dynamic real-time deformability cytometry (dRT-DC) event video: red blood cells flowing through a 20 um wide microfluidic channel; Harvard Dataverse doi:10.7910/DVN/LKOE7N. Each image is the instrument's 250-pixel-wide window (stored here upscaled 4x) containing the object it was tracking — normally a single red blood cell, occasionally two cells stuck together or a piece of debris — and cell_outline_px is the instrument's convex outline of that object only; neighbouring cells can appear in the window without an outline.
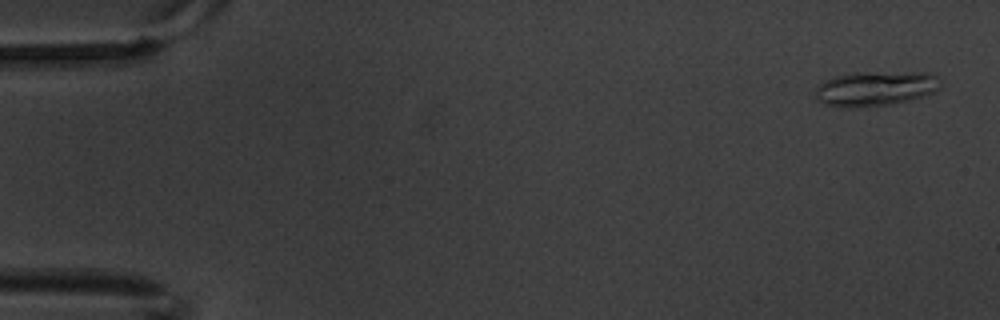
{"species": "common noctule bat (a hibernating species)", "species_latin": "Nyctalus noctula", "temperature_condition": "warm", "stored_images_in_passage": 6, "camera_frame_rate_fps": 3000, "um_per_image_px": 0.085, "animal": {"sex": "male", "body_mass_g": 20.1, "forearm_length_mm": 53.5}, "frame": {"image": 1, "passage_image": 1, "time_ms": 0.0, "image_size_px": [1000, 320], "cell_outline_px": [[944, 84], [936, 92], [908, 100], [888, 104], [844, 108], [824, 104], [816, 96], [816, 88], [824, 80], [832, 76], [856, 72], [928, 72], [944, 80]], "centroid_in_image_um": [74.47, 7.5], "position_along_channel_um": 10.5, "area_um2": 25.61}}
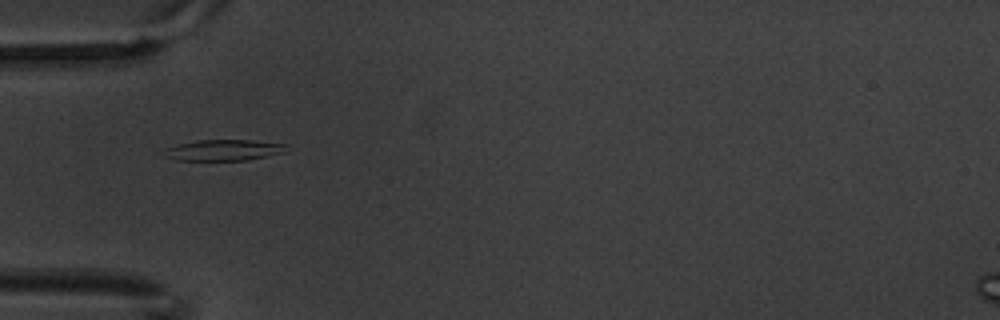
{"frame": {"image": 2, "passage_image": 5, "time_ms": 1.333, "image_size_px": [1000, 320], "cell_outline_px": [[288, 144], [284, 152], [248, 160], [176, 160], [164, 156], [160, 152], [164, 148], [196, 140], [252, 140]], "centroid_in_image_um": [18.96, 12.76], "position_along_channel_um": 66.0, "area_um2": 15.03}}